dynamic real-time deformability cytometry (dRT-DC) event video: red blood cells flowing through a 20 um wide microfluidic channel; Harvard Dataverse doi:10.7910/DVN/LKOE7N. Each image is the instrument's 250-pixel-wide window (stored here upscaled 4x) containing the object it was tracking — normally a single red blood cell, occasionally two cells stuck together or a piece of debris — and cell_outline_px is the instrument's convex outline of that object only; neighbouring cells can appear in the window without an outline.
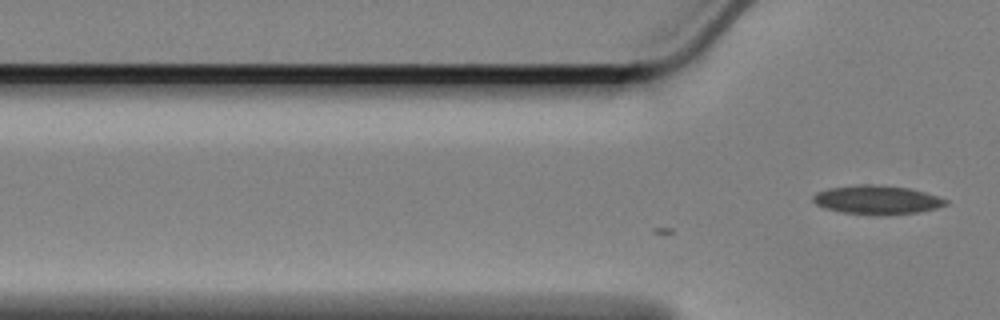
{"species": "Egyptian fruit bat (a non-hibernating species)", "species_latin": "Rousettus aegyptiacus", "temperature_condition": "cold", "stored_images_in_passage": 4, "camera_frame_rate_fps": 3000, "um_per_image_px": 0.085, "animal": {"sex": "female"}, "frame": {"image": 1, "passage_image": 4, "time_ms": 1.0, "image_size_px": [1000, 320], "cell_outline_px": [[948, 204], [936, 208], [920, 212], [844, 212], [824, 208], [816, 204], [812, 200], [812, 196], [816, 192], [828, 188], [860, 184], [880, 184], [908, 188], [924, 192], [948, 200]], "centroid_in_image_um": [74.51, 16.93], "position_along_channel_um": 51.3, "area_um2": 21.39}}